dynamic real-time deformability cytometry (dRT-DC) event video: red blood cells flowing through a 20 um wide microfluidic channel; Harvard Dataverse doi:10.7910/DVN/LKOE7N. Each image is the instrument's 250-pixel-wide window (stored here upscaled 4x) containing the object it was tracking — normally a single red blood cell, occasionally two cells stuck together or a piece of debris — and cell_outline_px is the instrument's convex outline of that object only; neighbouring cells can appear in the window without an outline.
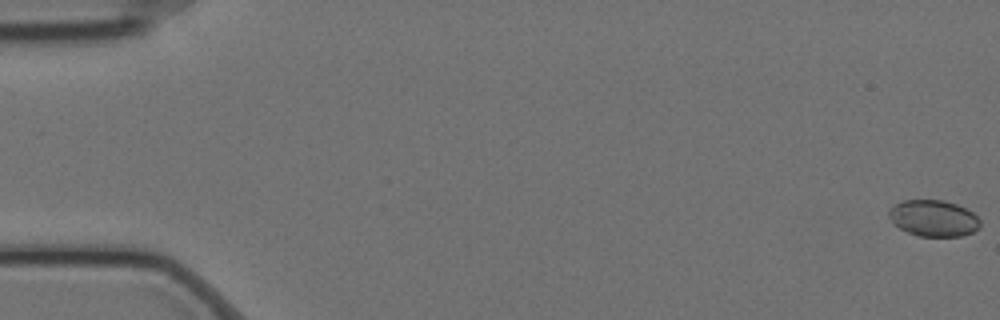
{"species": "Egyptian fruit bat (a non-hibernating species)", "species_latin": "Rousettus aegyptiacus", "temperature_condition": "cold", "stored_images_in_passage": 6, "camera_frame_rate_fps": 3000, "um_per_image_px": 0.085, "animal": {"sex": "female"}, "frame": {"image": 1, "passage_image": 6, "time_ms": 1.667, "image_size_px": [1000, 320], "cell_outline_px": [[980, 228], [972, 232], [960, 236], [920, 236], [908, 232], [892, 224], [888, 216], [888, 212], [896, 204], [904, 200], [944, 200], [956, 204], [972, 212], [980, 220]], "centroid_in_image_um": [79.34, 18.55], "position_along_channel_um": 5.7, "area_um2": 19.25}}